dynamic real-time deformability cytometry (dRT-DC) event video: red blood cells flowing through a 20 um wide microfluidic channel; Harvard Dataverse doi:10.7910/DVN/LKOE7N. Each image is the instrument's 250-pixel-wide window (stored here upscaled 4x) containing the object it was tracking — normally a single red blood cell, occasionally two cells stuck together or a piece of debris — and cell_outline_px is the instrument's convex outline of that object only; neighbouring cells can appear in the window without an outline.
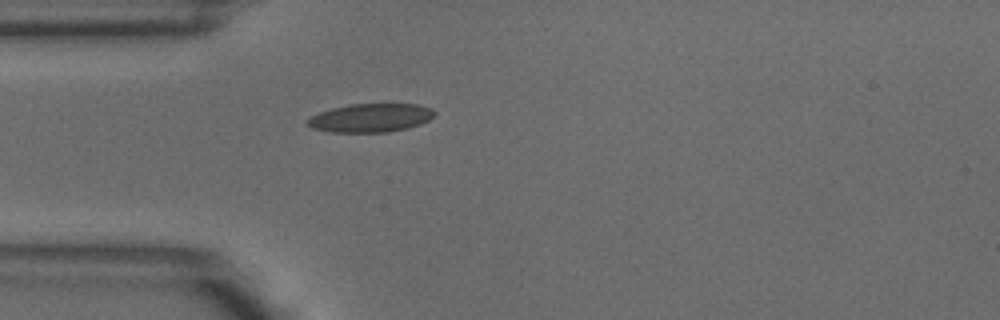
{"species": "common noctule bat (a hibernating species)", "species_latin": "Nyctalus noctula", "temperature_condition": "warm", "stored_images_in_passage": 1, "camera_frame_rate_fps": 3000, "um_per_image_px": 0.085, "animal": {"sex": "male", "body_mass_g": 18.8}, "frame": {"image": 1, "passage_image": 1, "time_ms": 0.0, "image_size_px": [1000, 320], "cell_outline_px": [[436, 116], [420, 124], [408, 128], [388, 132], [332, 132], [312, 128], [308, 124], [308, 120], [312, 116], [320, 112], [332, 108], [348, 104], [416, 104], [432, 108], [436, 112]], "centroid_in_image_um": [31.55, 10.01], "position_along_channel_um": 53.4, "area_um2": 21.1}}